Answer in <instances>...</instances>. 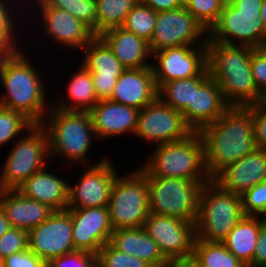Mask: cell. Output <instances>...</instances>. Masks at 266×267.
Returning <instances> with one entry per match:
<instances>
[{
    "mask_svg": "<svg viewBox=\"0 0 266 267\" xmlns=\"http://www.w3.org/2000/svg\"><path fill=\"white\" fill-rule=\"evenodd\" d=\"M41 125L48 135L50 162L62 159L76 168L91 164L89 152L94 140L98 139L88 112L65 111L51 106Z\"/></svg>",
    "mask_w": 266,
    "mask_h": 267,
    "instance_id": "277c9868",
    "label": "cell"
},
{
    "mask_svg": "<svg viewBox=\"0 0 266 267\" xmlns=\"http://www.w3.org/2000/svg\"><path fill=\"white\" fill-rule=\"evenodd\" d=\"M3 263V258L0 256V264Z\"/></svg>",
    "mask_w": 266,
    "mask_h": 267,
    "instance_id": "db71d44e",
    "label": "cell"
},
{
    "mask_svg": "<svg viewBox=\"0 0 266 267\" xmlns=\"http://www.w3.org/2000/svg\"><path fill=\"white\" fill-rule=\"evenodd\" d=\"M139 2L148 5L156 12L175 10L182 7L178 0H138Z\"/></svg>",
    "mask_w": 266,
    "mask_h": 267,
    "instance_id": "7dc6e473",
    "label": "cell"
},
{
    "mask_svg": "<svg viewBox=\"0 0 266 267\" xmlns=\"http://www.w3.org/2000/svg\"><path fill=\"white\" fill-rule=\"evenodd\" d=\"M4 267H46V263L29 249L3 259Z\"/></svg>",
    "mask_w": 266,
    "mask_h": 267,
    "instance_id": "ee69618b",
    "label": "cell"
},
{
    "mask_svg": "<svg viewBox=\"0 0 266 267\" xmlns=\"http://www.w3.org/2000/svg\"><path fill=\"white\" fill-rule=\"evenodd\" d=\"M178 2L182 7H186L190 0H178Z\"/></svg>",
    "mask_w": 266,
    "mask_h": 267,
    "instance_id": "f5cc1de1",
    "label": "cell"
},
{
    "mask_svg": "<svg viewBox=\"0 0 266 267\" xmlns=\"http://www.w3.org/2000/svg\"><path fill=\"white\" fill-rule=\"evenodd\" d=\"M138 0H95L96 36L112 28L121 27Z\"/></svg>",
    "mask_w": 266,
    "mask_h": 267,
    "instance_id": "d6a6232c",
    "label": "cell"
},
{
    "mask_svg": "<svg viewBox=\"0 0 266 267\" xmlns=\"http://www.w3.org/2000/svg\"><path fill=\"white\" fill-rule=\"evenodd\" d=\"M0 208L12 227L27 231L38 226L55 212L43 203L24 197L17 190H2Z\"/></svg>",
    "mask_w": 266,
    "mask_h": 267,
    "instance_id": "d4e9b609",
    "label": "cell"
},
{
    "mask_svg": "<svg viewBox=\"0 0 266 267\" xmlns=\"http://www.w3.org/2000/svg\"><path fill=\"white\" fill-rule=\"evenodd\" d=\"M227 0H190L186 9L207 31L218 21Z\"/></svg>",
    "mask_w": 266,
    "mask_h": 267,
    "instance_id": "8d00e7d4",
    "label": "cell"
},
{
    "mask_svg": "<svg viewBox=\"0 0 266 267\" xmlns=\"http://www.w3.org/2000/svg\"><path fill=\"white\" fill-rule=\"evenodd\" d=\"M143 228L172 266L192 259L196 239L195 223L149 213Z\"/></svg>",
    "mask_w": 266,
    "mask_h": 267,
    "instance_id": "7c38bea8",
    "label": "cell"
},
{
    "mask_svg": "<svg viewBox=\"0 0 266 267\" xmlns=\"http://www.w3.org/2000/svg\"><path fill=\"white\" fill-rule=\"evenodd\" d=\"M98 100L110 99L119 77L91 75Z\"/></svg>",
    "mask_w": 266,
    "mask_h": 267,
    "instance_id": "f6af8a7d",
    "label": "cell"
},
{
    "mask_svg": "<svg viewBox=\"0 0 266 267\" xmlns=\"http://www.w3.org/2000/svg\"><path fill=\"white\" fill-rule=\"evenodd\" d=\"M26 16V2L23 0H0V55L14 54L25 48L26 45L22 44L21 46L19 39L22 36H28V33L22 35L26 32V27H24Z\"/></svg>",
    "mask_w": 266,
    "mask_h": 267,
    "instance_id": "4316f807",
    "label": "cell"
},
{
    "mask_svg": "<svg viewBox=\"0 0 266 267\" xmlns=\"http://www.w3.org/2000/svg\"><path fill=\"white\" fill-rule=\"evenodd\" d=\"M208 31L185 8L157 12L154 34L148 43L152 53L180 46H206Z\"/></svg>",
    "mask_w": 266,
    "mask_h": 267,
    "instance_id": "8fae6325",
    "label": "cell"
},
{
    "mask_svg": "<svg viewBox=\"0 0 266 267\" xmlns=\"http://www.w3.org/2000/svg\"><path fill=\"white\" fill-rule=\"evenodd\" d=\"M193 130L185 123L182 113L157 97L139 111L133 137L147 140L149 145L185 139Z\"/></svg>",
    "mask_w": 266,
    "mask_h": 267,
    "instance_id": "9a60e30c",
    "label": "cell"
},
{
    "mask_svg": "<svg viewBox=\"0 0 266 267\" xmlns=\"http://www.w3.org/2000/svg\"><path fill=\"white\" fill-rule=\"evenodd\" d=\"M139 109L111 100H100L88 112L98 141L134 136ZM103 139V140H102Z\"/></svg>",
    "mask_w": 266,
    "mask_h": 267,
    "instance_id": "d6986e66",
    "label": "cell"
},
{
    "mask_svg": "<svg viewBox=\"0 0 266 267\" xmlns=\"http://www.w3.org/2000/svg\"><path fill=\"white\" fill-rule=\"evenodd\" d=\"M251 112L257 148L266 149V103L246 107Z\"/></svg>",
    "mask_w": 266,
    "mask_h": 267,
    "instance_id": "7bdbcfd3",
    "label": "cell"
},
{
    "mask_svg": "<svg viewBox=\"0 0 266 267\" xmlns=\"http://www.w3.org/2000/svg\"><path fill=\"white\" fill-rule=\"evenodd\" d=\"M48 169L47 165L32 174L16 190L24 197L43 203L54 211L66 210L69 203L70 181L58 175V172L54 174V170Z\"/></svg>",
    "mask_w": 266,
    "mask_h": 267,
    "instance_id": "603a6c76",
    "label": "cell"
},
{
    "mask_svg": "<svg viewBox=\"0 0 266 267\" xmlns=\"http://www.w3.org/2000/svg\"><path fill=\"white\" fill-rule=\"evenodd\" d=\"M102 156L98 162L88 166L79 174L76 183L69 184V203L67 209L108 207L111 190L119 174L112 157ZM118 172V173H117Z\"/></svg>",
    "mask_w": 266,
    "mask_h": 267,
    "instance_id": "4fadbf2b",
    "label": "cell"
},
{
    "mask_svg": "<svg viewBox=\"0 0 266 267\" xmlns=\"http://www.w3.org/2000/svg\"><path fill=\"white\" fill-rule=\"evenodd\" d=\"M244 216L241 195L225 191L211 180L204 184L199 196L195 240L223 243Z\"/></svg>",
    "mask_w": 266,
    "mask_h": 267,
    "instance_id": "8992f818",
    "label": "cell"
},
{
    "mask_svg": "<svg viewBox=\"0 0 266 267\" xmlns=\"http://www.w3.org/2000/svg\"><path fill=\"white\" fill-rule=\"evenodd\" d=\"M207 68L229 107L246 108L265 102L251 72L253 48L207 41Z\"/></svg>",
    "mask_w": 266,
    "mask_h": 267,
    "instance_id": "3957f363",
    "label": "cell"
},
{
    "mask_svg": "<svg viewBox=\"0 0 266 267\" xmlns=\"http://www.w3.org/2000/svg\"><path fill=\"white\" fill-rule=\"evenodd\" d=\"M265 219L261 216H244L223 242L226 249L246 266L253 260L260 226Z\"/></svg>",
    "mask_w": 266,
    "mask_h": 267,
    "instance_id": "f1b7e54d",
    "label": "cell"
},
{
    "mask_svg": "<svg viewBox=\"0 0 266 267\" xmlns=\"http://www.w3.org/2000/svg\"><path fill=\"white\" fill-rule=\"evenodd\" d=\"M213 181L225 191L242 196L248 189L266 181V149L256 148L222 170Z\"/></svg>",
    "mask_w": 266,
    "mask_h": 267,
    "instance_id": "ffe728a7",
    "label": "cell"
},
{
    "mask_svg": "<svg viewBox=\"0 0 266 267\" xmlns=\"http://www.w3.org/2000/svg\"><path fill=\"white\" fill-rule=\"evenodd\" d=\"M26 6H45L66 10L86 24L96 36L95 0H29Z\"/></svg>",
    "mask_w": 266,
    "mask_h": 267,
    "instance_id": "836d02e7",
    "label": "cell"
},
{
    "mask_svg": "<svg viewBox=\"0 0 266 267\" xmlns=\"http://www.w3.org/2000/svg\"><path fill=\"white\" fill-rule=\"evenodd\" d=\"M237 9L248 12H261L264 0H229Z\"/></svg>",
    "mask_w": 266,
    "mask_h": 267,
    "instance_id": "c3c4849f",
    "label": "cell"
},
{
    "mask_svg": "<svg viewBox=\"0 0 266 267\" xmlns=\"http://www.w3.org/2000/svg\"><path fill=\"white\" fill-rule=\"evenodd\" d=\"M72 219L73 245L76 250L98 253L109 243L113 228L108 207L66 209Z\"/></svg>",
    "mask_w": 266,
    "mask_h": 267,
    "instance_id": "ac0fdd59",
    "label": "cell"
},
{
    "mask_svg": "<svg viewBox=\"0 0 266 267\" xmlns=\"http://www.w3.org/2000/svg\"><path fill=\"white\" fill-rule=\"evenodd\" d=\"M192 260L199 267H247L223 243L195 240Z\"/></svg>",
    "mask_w": 266,
    "mask_h": 267,
    "instance_id": "1f68e13d",
    "label": "cell"
},
{
    "mask_svg": "<svg viewBox=\"0 0 266 267\" xmlns=\"http://www.w3.org/2000/svg\"><path fill=\"white\" fill-rule=\"evenodd\" d=\"M73 224L67 210L55 211L48 219L28 231V249L45 263L75 251Z\"/></svg>",
    "mask_w": 266,
    "mask_h": 267,
    "instance_id": "2e32d148",
    "label": "cell"
},
{
    "mask_svg": "<svg viewBox=\"0 0 266 267\" xmlns=\"http://www.w3.org/2000/svg\"><path fill=\"white\" fill-rule=\"evenodd\" d=\"M11 227L12 226L9 220L6 218L3 210L0 208V237L4 235Z\"/></svg>",
    "mask_w": 266,
    "mask_h": 267,
    "instance_id": "681fc988",
    "label": "cell"
},
{
    "mask_svg": "<svg viewBox=\"0 0 266 267\" xmlns=\"http://www.w3.org/2000/svg\"><path fill=\"white\" fill-rule=\"evenodd\" d=\"M33 125L24 114L0 106V147L8 145L10 141L14 143Z\"/></svg>",
    "mask_w": 266,
    "mask_h": 267,
    "instance_id": "d590c367",
    "label": "cell"
},
{
    "mask_svg": "<svg viewBox=\"0 0 266 267\" xmlns=\"http://www.w3.org/2000/svg\"><path fill=\"white\" fill-rule=\"evenodd\" d=\"M26 14L28 15L25 21L26 32L30 29L29 25L35 30L34 27L38 28L41 22L39 28L41 33L46 35L44 39H51V44L53 41L54 45L56 43V46L59 45L62 48L61 50H69L70 48L71 51L80 52L96 37L86 24L63 9L45 6H26ZM27 22L29 23L27 24Z\"/></svg>",
    "mask_w": 266,
    "mask_h": 267,
    "instance_id": "30bf717a",
    "label": "cell"
},
{
    "mask_svg": "<svg viewBox=\"0 0 266 267\" xmlns=\"http://www.w3.org/2000/svg\"><path fill=\"white\" fill-rule=\"evenodd\" d=\"M149 213L168 215L195 223L199 196L205 183L183 178L149 176Z\"/></svg>",
    "mask_w": 266,
    "mask_h": 267,
    "instance_id": "9c48e42d",
    "label": "cell"
},
{
    "mask_svg": "<svg viewBox=\"0 0 266 267\" xmlns=\"http://www.w3.org/2000/svg\"><path fill=\"white\" fill-rule=\"evenodd\" d=\"M228 108L221 88L208 76L198 87H193L192 105H187L181 113L185 123L193 131H199L215 122Z\"/></svg>",
    "mask_w": 266,
    "mask_h": 267,
    "instance_id": "44dd1931",
    "label": "cell"
},
{
    "mask_svg": "<svg viewBox=\"0 0 266 267\" xmlns=\"http://www.w3.org/2000/svg\"><path fill=\"white\" fill-rule=\"evenodd\" d=\"M208 76L206 67L198 76L168 81L158 89V97L181 112L187 105H192L193 87H198Z\"/></svg>",
    "mask_w": 266,
    "mask_h": 267,
    "instance_id": "4dcf8cb0",
    "label": "cell"
},
{
    "mask_svg": "<svg viewBox=\"0 0 266 267\" xmlns=\"http://www.w3.org/2000/svg\"><path fill=\"white\" fill-rule=\"evenodd\" d=\"M145 159L139 166L149 176L211 181L206 170L203 141L198 131H193L180 141L155 145Z\"/></svg>",
    "mask_w": 266,
    "mask_h": 267,
    "instance_id": "5b68a950",
    "label": "cell"
},
{
    "mask_svg": "<svg viewBox=\"0 0 266 267\" xmlns=\"http://www.w3.org/2000/svg\"><path fill=\"white\" fill-rule=\"evenodd\" d=\"M251 72L259 93L266 99V47L253 48Z\"/></svg>",
    "mask_w": 266,
    "mask_h": 267,
    "instance_id": "b9f144b4",
    "label": "cell"
},
{
    "mask_svg": "<svg viewBox=\"0 0 266 267\" xmlns=\"http://www.w3.org/2000/svg\"><path fill=\"white\" fill-rule=\"evenodd\" d=\"M81 64L91 72V75L106 77H120L125 67L114 56L112 50L99 37L96 36L80 53H82Z\"/></svg>",
    "mask_w": 266,
    "mask_h": 267,
    "instance_id": "f546056e",
    "label": "cell"
},
{
    "mask_svg": "<svg viewBox=\"0 0 266 267\" xmlns=\"http://www.w3.org/2000/svg\"><path fill=\"white\" fill-rule=\"evenodd\" d=\"M99 37L112 50L125 69L151 67L152 54L148 42L123 27L104 31Z\"/></svg>",
    "mask_w": 266,
    "mask_h": 267,
    "instance_id": "cb8c5ba5",
    "label": "cell"
},
{
    "mask_svg": "<svg viewBox=\"0 0 266 267\" xmlns=\"http://www.w3.org/2000/svg\"><path fill=\"white\" fill-rule=\"evenodd\" d=\"M151 59L155 83L159 89L168 81L198 76L207 67V47L166 48L152 53Z\"/></svg>",
    "mask_w": 266,
    "mask_h": 267,
    "instance_id": "e0dca14e",
    "label": "cell"
},
{
    "mask_svg": "<svg viewBox=\"0 0 266 267\" xmlns=\"http://www.w3.org/2000/svg\"><path fill=\"white\" fill-rule=\"evenodd\" d=\"M173 267H199L192 259L174 265Z\"/></svg>",
    "mask_w": 266,
    "mask_h": 267,
    "instance_id": "816d5d0a",
    "label": "cell"
},
{
    "mask_svg": "<svg viewBox=\"0 0 266 267\" xmlns=\"http://www.w3.org/2000/svg\"><path fill=\"white\" fill-rule=\"evenodd\" d=\"M198 132L211 180L257 148L251 112L247 108L229 107L215 122L204 125Z\"/></svg>",
    "mask_w": 266,
    "mask_h": 267,
    "instance_id": "7a4b0ae2",
    "label": "cell"
},
{
    "mask_svg": "<svg viewBox=\"0 0 266 267\" xmlns=\"http://www.w3.org/2000/svg\"><path fill=\"white\" fill-rule=\"evenodd\" d=\"M241 197L245 216L266 218V181L248 189Z\"/></svg>",
    "mask_w": 266,
    "mask_h": 267,
    "instance_id": "f35d334b",
    "label": "cell"
},
{
    "mask_svg": "<svg viewBox=\"0 0 266 267\" xmlns=\"http://www.w3.org/2000/svg\"><path fill=\"white\" fill-rule=\"evenodd\" d=\"M260 13L241 11L227 0L218 21L208 31L207 41L252 48L265 47V30Z\"/></svg>",
    "mask_w": 266,
    "mask_h": 267,
    "instance_id": "5bb4252c",
    "label": "cell"
},
{
    "mask_svg": "<svg viewBox=\"0 0 266 267\" xmlns=\"http://www.w3.org/2000/svg\"><path fill=\"white\" fill-rule=\"evenodd\" d=\"M260 19L262 21L265 30V47H266V0L263 1L260 13Z\"/></svg>",
    "mask_w": 266,
    "mask_h": 267,
    "instance_id": "f907efd6",
    "label": "cell"
},
{
    "mask_svg": "<svg viewBox=\"0 0 266 267\" xmlns=\"http://www.w3.org/2000/svg\"><path fill=\"white\" fill-rule=\"evenodd\" d=\"M77 70L68 79L66 93L52 101V107L65 111L89 112L99 101L93 85L91 72L88 71L81 62L76 65ZM67 95V96H66ZM68 98V99H67Z\"/></svg>",
    "mask_w": 266,
    "mask_h": 267,
    "instance_id": "83f0119b",
    "label": "cell"
},
{
    "mask_svg": "<svg viewBox=\"0 0 266 267\" xmlns=\"http://www.w3.org/2000/svg\"><path fill=\"white\" fill-rule=\"evenodd\" d=\"M109 244L118 251L146 261L152 267H173L143 227L113 230Z\"/></svg>",
    "mask_w": 266,
    "mask_h": 267,
    "instance_id": "484cf974",
    "label": "cell"
},
{
    "mask_svg": "<svg viewBox=\"0 0 266 267\" xmlns=\"http://www.w3.org/2000/svg\"><path fill=\"white\" fill-rule=\"evenodd\" d=\"M28 249V231L11 227L0 237V256L4 259Z\"/></svg>",
    "mask_w": 266,
    "mask_h": 267,
    "instance_id": "ab89813d",
    "label": "cell"
},
{
    "mask_svg": "<svg viewBox=\"0 0 266 267\" xmlns=\"http://www.w3.org/2000/svg\"><path fill=\"white\" fill-rule=\"evenodd\" d=\"M98 267H152L133 255H128L106 243L97 253Z\"/></svg>",
    "mask_w": 266,
    "mask_h": 267,
    "instance_id": "74e56055",
    "label": "cell"
},
{
    "mask_svg": "<svg viewBox=\"0 0 266 267\" xmlns=\"http://www.w3.org/2000/svg\"><path fill=\"white\" fill-rule=\"evenodd\" d=\"M156 18L155 10L137 1L121 27L149 43L154 34Z\"/></svg>",
    "mask_w": 266,
    "mask_h": 267,
    "instance_id": "e575fe53",
    "label": "cell"
},
{
    "mask_svg": "<svg viewBox=\"0 0 266 267\" xmlns=\"http://www.w3.org/2000/svg\"><path fill=\"white\" fill-rule=\"evenodd\" d=\"M136 168L128 174H118L113 184L108 203L113 230L143 227L149 216L147 173L140 166Z\"/></svg>",
    "mask_w": 266,
    "mask_h": 267,
    "instance_id": "52a82bcc",
    "label": "cell"
},
{
    "mask_svg": "<svg viewBox=\"0 0 266 267\" xmlns=\"http://www.w3.org/2000/svg\"><path fill=\"white\" fill-rule=\"evenodd\" d=\"M247 267H266V219L261 223L253 260Z\"/></svg>",
    "mask_w": 266,
    "mask_h": 267,
    "instance_id": "bcb514c9",
    "label": "cell"
},
{
    "mask_svg": "<svg viewBox=\"0 0 266 267\" xmlns=\"http://www.w3.org/2000/svg\"><path fill=\"white\" fill-rule=\"evenodd\" d=\"M25 50L0 55V86L5 92L0 95V106L24 114L34 124H41L53 99L47 95L50 92L41 69L39 72Z\"/></svg>",
    "mask_w": 266,
    "mask_h": 267,
    "instance_id": "6da1fadb",
    "label": "cell"
},
{
    "mask_svg": "<svg viewBox=\"0 0 266 267\" xmlns=\"http://www.w3.org/2000/svg\"><path fill=\"white\" fill-rule=\"evenodd\" d=\"M158 97L152 67L125 69L109 100L141 110Z\"/></svg>",
    "mask_w": 266,
    "mask_h": 267,
    "instance_id": "7402d4cb",
    "label": "cell"
},
{
    "mask_svg": "<svg viewBox=\"0 0 266 267\" xmlns=\"http://www.w3.org/2000/svg\"><path fill=\"white\" fill-rule=\"evenodd\" d=\"M0 172L2 190H16L32 174L51 164L48 135L41 124H34L15 140Z\"/></svg>",
    "mask_w": 266,
    "mask_h": 267,
    "instance_id": "ba28073f",
    "label": "cell"
},
{
    "mask_svg": "<svg viewBox=\"0 0 266 267\" xmlns=\"http://www.w3.org/2000/svg\"><path fill=\"white\" fill-rule=\"evenodd\" d=\"M46 267H98L97 254L93 252L75 250L46 263Z\"/></svg>",
    "mask_w": 266,
    "mask_h": 267,
    "instance_id": "60d3db41",
    "label": "cell"
}]
</instances>
